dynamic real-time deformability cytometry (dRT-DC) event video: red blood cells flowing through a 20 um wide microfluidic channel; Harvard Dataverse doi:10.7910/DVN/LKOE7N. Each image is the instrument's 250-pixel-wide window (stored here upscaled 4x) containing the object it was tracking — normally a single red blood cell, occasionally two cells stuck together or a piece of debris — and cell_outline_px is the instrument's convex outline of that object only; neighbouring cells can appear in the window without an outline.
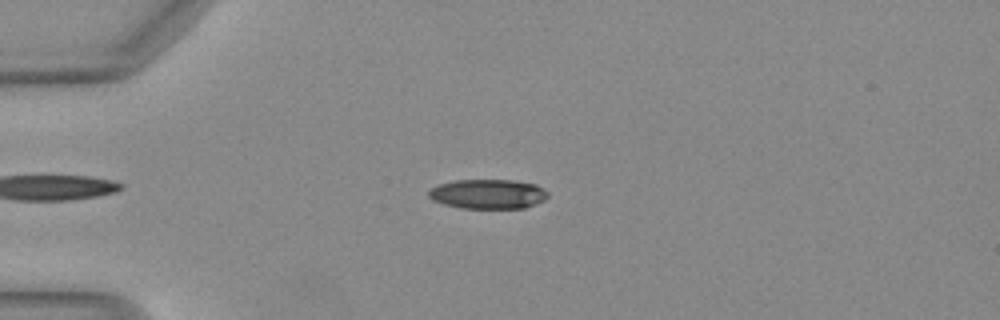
{"species": "Egyptian fruit bat (a non-hibernating species)", "species_latin": "Rousettus aegyptiacus", "temperature_condition": "warm", "stored_images_in_passage": 44, "camera_frame_rate_fps": 3000, "um_per_image_px": 0.085, "animal": {"sex": "female"}, "frame": {"image": 1, "passage_image": 13, "time_ms": 4.0, "image_size_px": [1000, 320], "cell_outline_px": [[548, 196], [544, 200], [536, 204], [524, 208], [460, 208], [444, 204], [432, 200], [428, 196], [428, 192], [436, 184], [456, 180], [512, 180], [536, 184], [544, 188], [548, 192]], "centroid_in_image_um": [41.48, 16.49], "position_along_channel_um": 43.5, "area_um2": 20.69}}
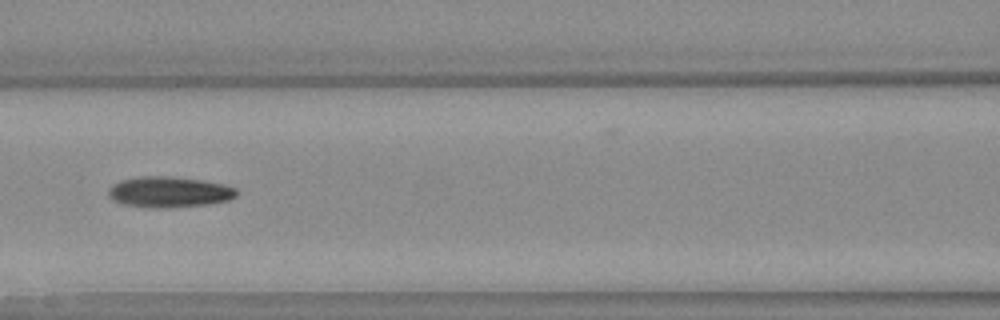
{"frame": {"image": 2, "passage_image": 23, "time_ms": 7.333, "image_size_px": [1000, 320], "cell_outline_px": [[236, 196], [228, 200], [204, 204], [164, 208], [156, 208], [124, 204], [112, 200], [108, 196], [108, 188], [112, 184], [120, 180], [140, 176], [168, 176], [200, 180], [224, 184], [236, 188]], "centroid_in_image_um": [14.32, 16.31], "position_along_channel_um": 152.3, "area_um2": 22.83}}
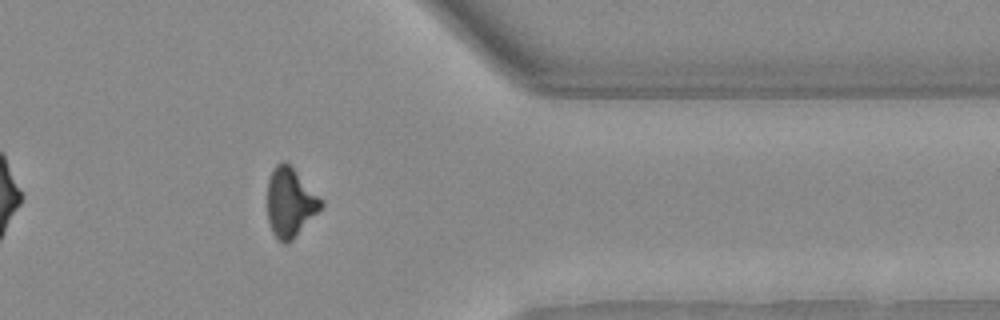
{"frame": {"image": 3, "passage_image": 41, "time_ms": 13.333, "image_size_px": [1000, 320], "cell_outline_px": [[324, 204], [292, 240], [284, 244], [272, 232], [268, 220], [268, 180], [276, 164], [284, 160], [292, 168]], "centroid_in_image_um": [24.62, 17.22], "position_along_channel_um": 386.8, "area_um2": 20.69}, "authors_computed_cell_mechanics": {"area_um2": 22.0507, "velocity_mm_per_s": 4.129, "shape_relaxation_time_tau1_ms": null, "shape_relaxation_time_tau2_ms": 5.7882, "deformation_change_tau1": null, "deformation_change_tau2": 0.1578}}